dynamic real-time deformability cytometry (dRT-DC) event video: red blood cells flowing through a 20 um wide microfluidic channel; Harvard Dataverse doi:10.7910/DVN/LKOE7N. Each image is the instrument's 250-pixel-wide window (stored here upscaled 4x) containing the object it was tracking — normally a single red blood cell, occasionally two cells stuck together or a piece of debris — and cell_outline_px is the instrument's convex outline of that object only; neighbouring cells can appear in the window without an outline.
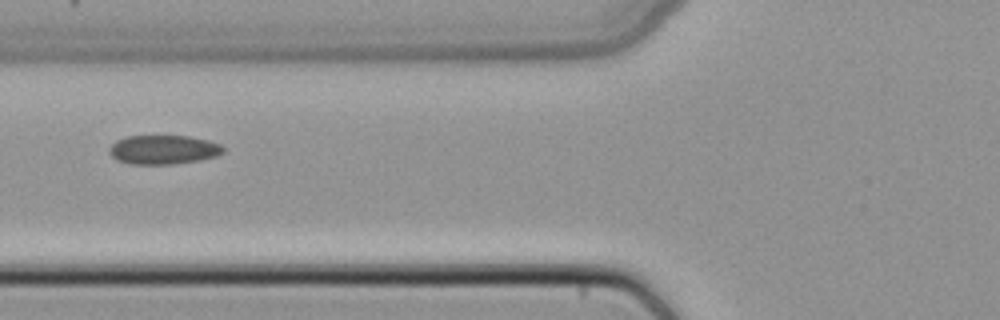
{"species": "common noctule bat (a hibernating species)", "species_latin": "Nyctalus noctula", "temperature_condition": "cold", "stored_images_in_passage": 3, "camera_frame_rate_fps": 3000, "um_per_image_px": 0.085, "animal": {"sex": "female", "body_mass_g": 22.7, "forearm_length_mm": 54.2}, "frame": {"image": 1, "passage_image": 2, "time_ms": 0.333, "image_size_px": [1000, 320], "cell_outline_px": [[224, 152], [216, 156], [200, 160], [172, 164], [128, 164], [116, 160], [108, 152], [108, 148], [116, 140], [128, 136], [188, 136], [208, 140], [220, 144], [224, 148]], "centroid_in_image_um": [13.86, 12.72], "position_along_channel_um": 111.9, "area_um2": 19.42}}
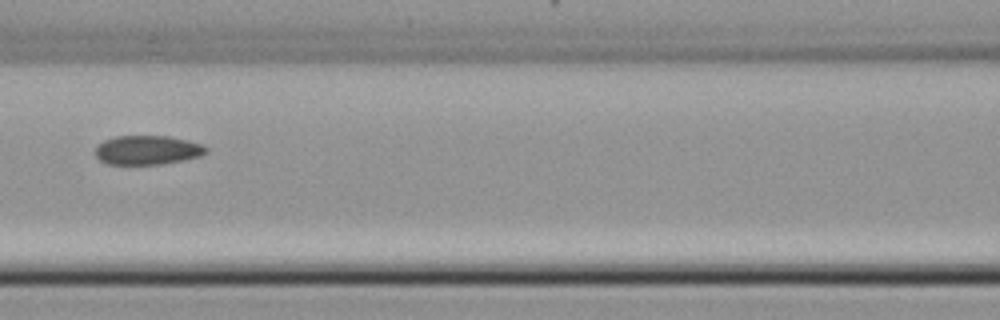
{"frame": {"image": 2, "passage_image": 3, "time_ms": 0.667, "image_size_px": [1000, 320], "cell_outline_px": [[208, 152], [200, 156], [184, 160], [160, 164], [108, 164], [100, 160], [96, 156], [96, 148], [104, 140], [116, 136], [168, 136], [188, 140], [204, 144], [208, 148]], "centroid_in_image_um": [12.58, 12.75], "position_along_channel_um": 154.0, "area_um2": 18.84}}